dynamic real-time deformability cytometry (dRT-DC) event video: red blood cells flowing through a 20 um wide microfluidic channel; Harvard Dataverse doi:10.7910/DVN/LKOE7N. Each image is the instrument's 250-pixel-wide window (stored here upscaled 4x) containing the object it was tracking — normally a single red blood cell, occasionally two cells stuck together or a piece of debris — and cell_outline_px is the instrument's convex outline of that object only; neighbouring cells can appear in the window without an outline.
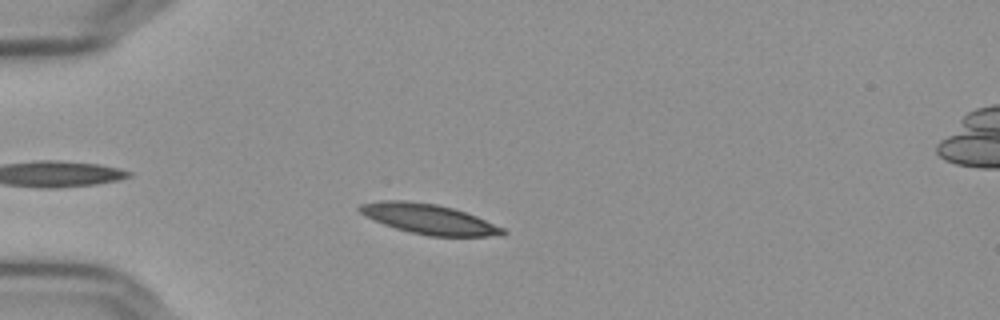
{"species": "Egyptian fruit bat (a non-hibernating species)", "species_latin": "Rousettus aegyptiacus", "temperature_condition": "cold", "stored_images_in_passage": 52, "camera_frame_rate_fps": 3000, "um_per_image_px": 0.085, "frame": {"image": 1, "passage_image": 11, "time_ms": 3.333, "image_size_px": [1000, 320], "cell_outline_px": [[508, 232], [504, 236], [428, 236], [408, 232], [384, 224], [364, 216], [356, 208], [360, 204], [380, 200], [404, 200], [436, 204], [452, 208], [476, 216], [504, 228]], "centroid_in_image_um": [36.44, 18.62], "position_along_channel_um": 48.6, "area_um2": 25.09}}
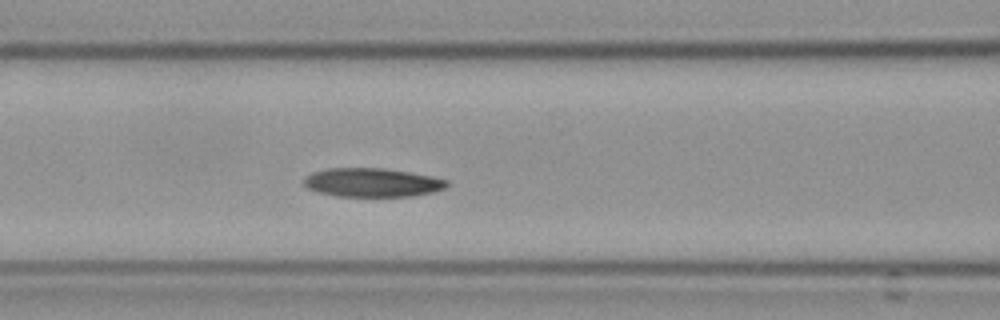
{"frame": {"image": 2, "passage_image": 20, "time_ms": 6.333, "image_size_px": [1000, 320], "cell_outline_px": [[448, 184], [444, 188], [432, 192], [412, 196], [336, 196], [320, 192], [308, 188], [304, 184], [304, 180], [312, 172], [328, 168], [384, 168], [432, 176], [448, 180]], "centroid_in_image_um": [31.65, 15.51], "position_along_channel_um": 135.0, "area_um2": 23.76}}
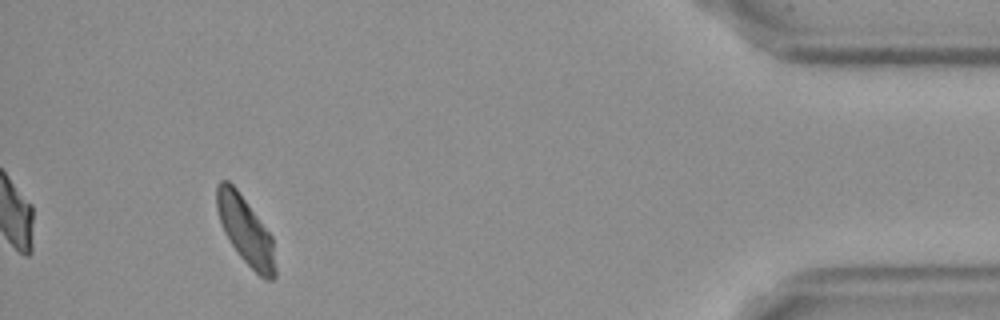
{"frame": {"image": 3, "passage_image": 48, "time_ms": 15.667, "image_size_px": [1000, 320], "cell_outline_px": [[276, 276], [272, 280], [264, 280], [240, 256], [228, 240], [224, 232], [216, 208], [216, 184], [220, 180], [228, 180], [236, 188], [272, 236], [276, 268]], "centroid_in_image_um": [20.86, 19.6], "position_along_channel_um": 414.3, "area_um2": 23.0}, "authors_computed_cell_mechanics": {"area_um2": 24.1893, "velocity_mm_per_s": 3.6013, "shape_relaxation_time_tau1_ms": 6.7355, "shape_relaxation_time_tau2_ms": 4.6453, "deformation_change_tau1": 0.1394, "deformation_change_tau2": 0.0987}}